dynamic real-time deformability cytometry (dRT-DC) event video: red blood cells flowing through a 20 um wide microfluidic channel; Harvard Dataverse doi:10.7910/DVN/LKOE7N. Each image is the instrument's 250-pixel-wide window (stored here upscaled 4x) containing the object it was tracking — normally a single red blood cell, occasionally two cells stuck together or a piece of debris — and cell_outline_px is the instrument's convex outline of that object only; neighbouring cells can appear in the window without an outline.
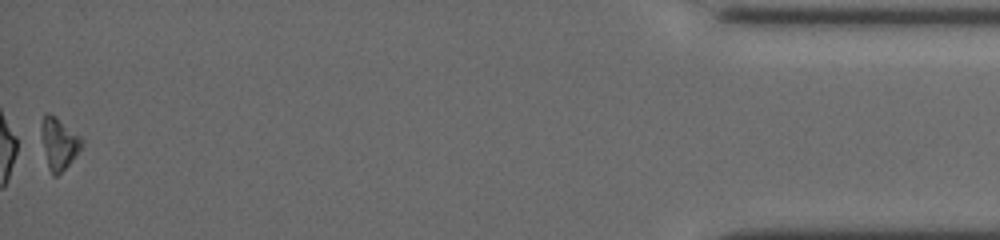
{"species": "common noctule bat (a hibernating species)", "species_latin": "Nyctalus noctula", "temperature_condition": "cold", "stored_images_in_passage": 56, "segment_of_instrument_passage": [2, 2], "camera_frame_rate_fps": 3000, "um_per_image_px": 0.085, "animal": {"sex": "female", "body_mass_g": 19.5, "forearm_length_mm": 54.1}, "frame": {"image": 1, "passage_image": 56, "time_ms": 18.667, "image_size_px": [1000, 240], "cell_outline_px": [[84, 144], [76, 156], [56, 176], [52, 176], [48, 168], [40, 136], [40, 124], [44, 112], [48, 112], [56, 116], [80, 136], [84, 140]], "centroid_in_image_um": [4.98, 12.15], "position_along_channel_um": 430.2, "area_um2": 12.43}}